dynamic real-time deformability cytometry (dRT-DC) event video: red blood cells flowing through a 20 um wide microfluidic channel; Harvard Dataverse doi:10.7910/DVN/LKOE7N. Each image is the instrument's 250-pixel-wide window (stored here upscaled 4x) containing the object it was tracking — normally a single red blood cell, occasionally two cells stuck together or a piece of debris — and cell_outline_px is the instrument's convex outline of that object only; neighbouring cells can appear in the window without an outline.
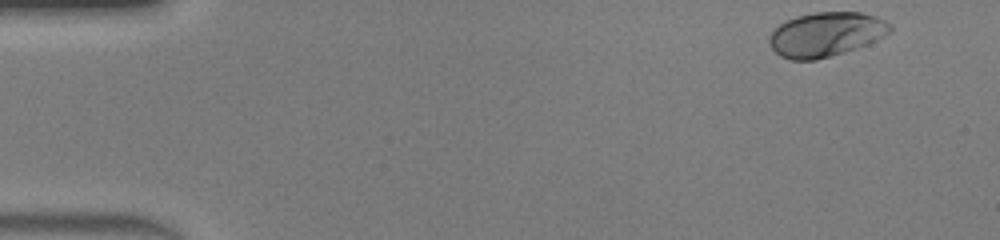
{"species": "human", "species_latin": "Homo sapiens", "temperature_condition": "warm", "stored_images_in_passage": 45, "camera_frame_rate_fps": 3000, "um_per_image_px": 0.085, "donor": {"sex": "male"}, "frame": {"image": 1, "passage_image": 1, "time_ms": 0.0, "image_size_px": [1000, 240], "cell_outline_px": [[892, 32], [868, 44], [844, 52], [816, 60], [792, 60], [780, 56], [772, 48], [768, 40], [772, 32], [780, 24], [796, 16], [816, 12], [860, 12], [876, 16], [892, 24]], "centroid_in_image_um": [70.24, 2.92], "position_along_channel_um": 14.8, "area_um2": 31.21}}
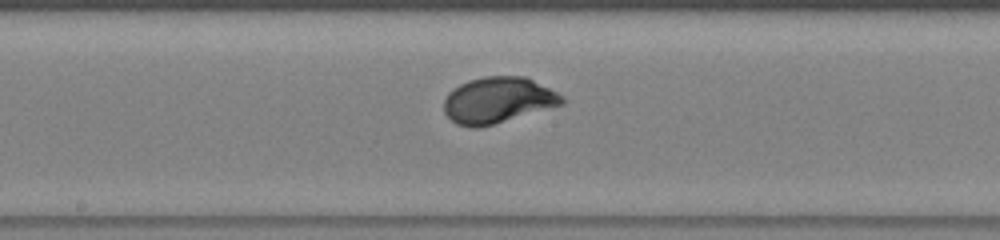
{"frame": {"image": 2, "passage_image": 23, "time_ms": 7.333, "image_size_px": [1000, 240], "cell_outline_px": [[564, 104], [492, 124], [476, 128], [468, 128], [456, 124], [444, 112], [444, 100], [448, 92], [452, 88], [468, 80], [484, 76], [524, 76], [564, 96]], "centroid_in_image_um": [42.28, 8.51], "position_along_channel_um": 205.9, "area_um2": 31.5}}
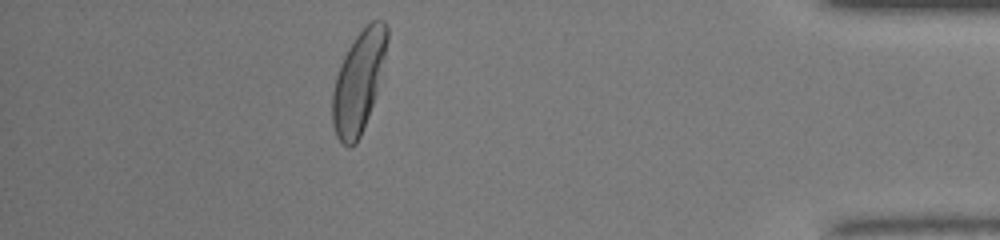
{"frame": {"image": 3, "passage_image": 40, "time_ms": 13.0, "image_size_px": [1000, 240], "cell_outline_px": [[388, 40], [376, 96], [360, 136], [356, 144], [348, 148], [336, 136], [332, 124], [332, 92], [336, 76], [340, 64], [348, 48], [356, 36], [372, 20], [384, 20], [388, 24]], "centroid_in_image_um": [30.48, 6.95], "position_along_channel_um": 404.7, "area_um2": 32.14}, "authors_computed_cell_mechanics": {"area_um2": 31.0964, "velocity_mm_per_s": 4.3108, "shape_relaxation_time_tau1_ms": 1.9544, "shape_relaxation_time_tau2_ms": null, "deformation_change_tau1": 0.1664, "deformation_change_tau2": null}}